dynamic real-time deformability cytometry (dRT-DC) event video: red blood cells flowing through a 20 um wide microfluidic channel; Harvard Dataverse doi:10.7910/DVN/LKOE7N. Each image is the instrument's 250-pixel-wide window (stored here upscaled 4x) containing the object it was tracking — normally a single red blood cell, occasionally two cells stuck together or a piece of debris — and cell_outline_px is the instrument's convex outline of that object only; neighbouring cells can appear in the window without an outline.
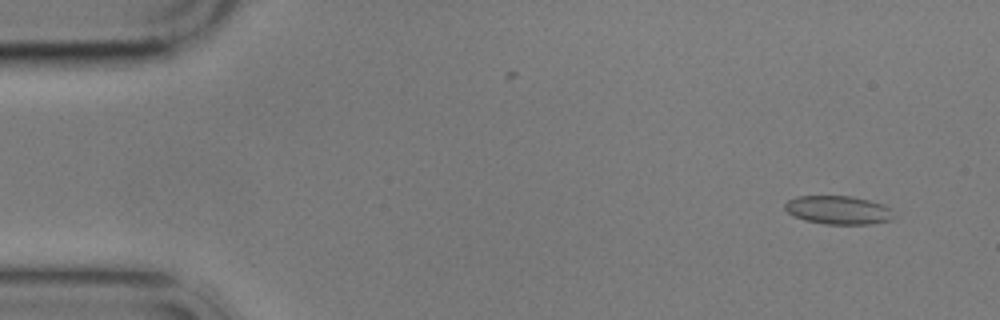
{"species": "common noctule bat (a hibernating species)", "species_latin": "Nyctalus noctula", "temperature_condition": "cold", "stored_images_in_passage": 8, "camera_frame_rate_fps": 3000, "um_per_image_px": 0.085, "animal": {"sex": "male", "body_mass_g": 17.9}, "frame": {"image": 1, "passage_image": 1, "time_ms": 0.0, "image_size_px": [1000, 320], "cell_outline_px": [[896, 216], [892, 220], [872, 224], [824, 224], [804, 220], [792, 216], [784, 208], [784, 204], [788, 200], [796, 196], [852, 196], [884, 204], [892, 208]], "centroid_in_image_um": [71.29, 17.86], "position_along_channel_um": 13.7, "area_um2": 18.44}}
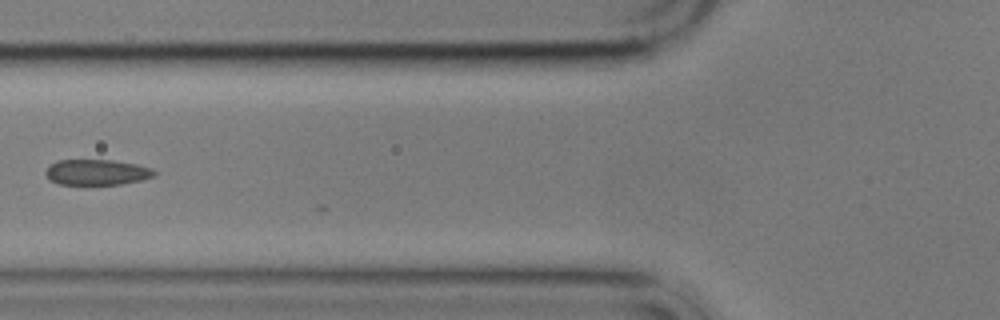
{"frame": {"image": 2, "passage_image": 6, "time_ms": 6.0, "image_size_px": [1000, 320], "cell_outline_px": [[156, 172], [152, 176], [140, 180], [120, 184], [60, 184], [48, 180], [44, 172], [56, 160], [112, 160], [136, 164], [152, 168]], "centroid_in_image_um": [8.19, 14.63], "position_along_channel_um": 117.6, "area_um2": 16.07}}
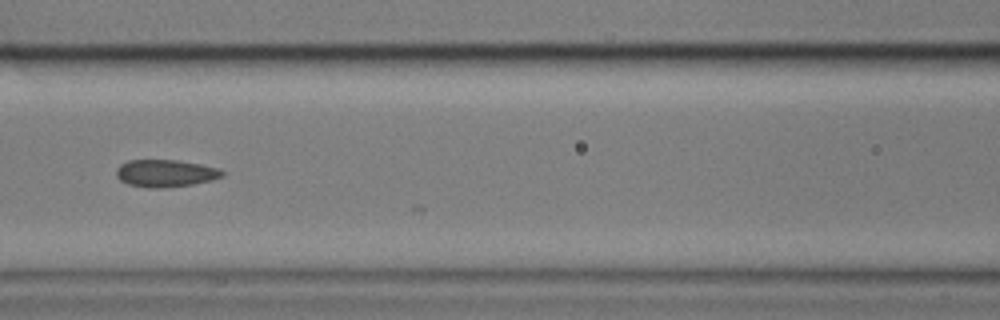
{"frame": {"image": 3, "passage_image": 7, "time_ms": 7.0, "image_size_px": [1000, 320], "cell_outline_px": [[224, 176], [212, 180], [192, 184], [160, 188], [148, 188], [128, 184], [120, 180], [116, 176], [116, 168], [120, 164], [128, 160], [176, 160], [200, 164], [216, 168], [224, 172]], "centroid_in_image_um": [14.03, 14.73], "position_along_channel_um": 152.6, "area_um2": 16.82}}